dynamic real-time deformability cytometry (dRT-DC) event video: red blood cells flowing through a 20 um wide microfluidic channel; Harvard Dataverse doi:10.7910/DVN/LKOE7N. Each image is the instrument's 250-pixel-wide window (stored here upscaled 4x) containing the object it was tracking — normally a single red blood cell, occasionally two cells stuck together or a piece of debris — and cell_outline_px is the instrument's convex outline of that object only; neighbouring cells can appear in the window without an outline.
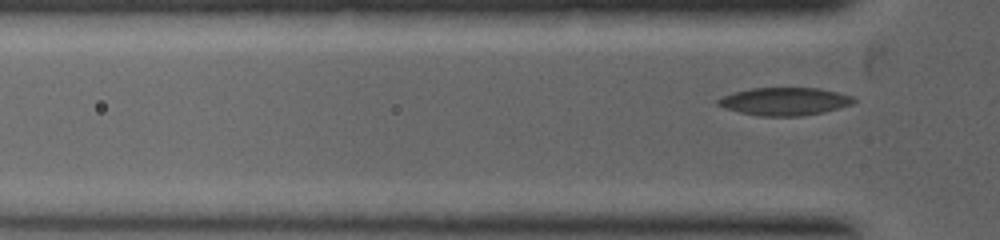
{"species": "common noctule bat (a hibernating species)", "species_latin": "Nyctalus noctula", "temperature_condition": "warm", "stored_images_in_passage": 2, "camera_frame_rate_fps": 5000, "um_per_image_px": 0.085, "animal": {"sex": "female", "body_mass_g": 19.0, "forearm_length_mm": 53.3}, "frame": {"image": 1, "passage_image": 2, "time_ms": 1.0, "image_size_px": [1000, 240], "cell_outline_px": [[856, 100], [852, 104], [824, 112], [800, 116], [760, 116], [740, 112], [724, 108], [716, 104], [716, 100], [724, 96], [736, 92], [752, 88], [820, 88], [852, 96]], "centroid_in_image_um": [66.69, 8.62], "position_along_channel_um": 59.1, "area_um2": 21.85}}